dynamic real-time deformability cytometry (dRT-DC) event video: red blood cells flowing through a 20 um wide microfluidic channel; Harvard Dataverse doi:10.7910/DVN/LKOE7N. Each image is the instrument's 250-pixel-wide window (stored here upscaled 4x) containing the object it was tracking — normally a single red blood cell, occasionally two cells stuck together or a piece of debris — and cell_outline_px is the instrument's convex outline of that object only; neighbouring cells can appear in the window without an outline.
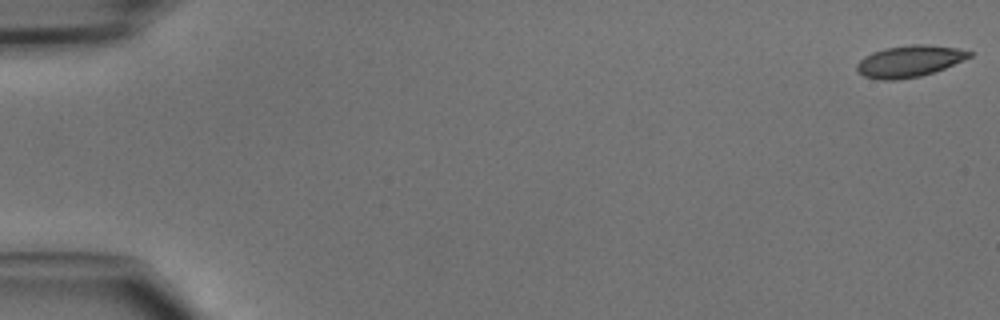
{"species": "common noctule bat (a hibernating species)", "species_latin": "Nyctalus noctula", "temperature_condition": "cold", "stored_images_in_passage": 47, "camera_frame_rate_fps": 3000, "um_per_image_px": 0.085, "animal": {"sex": "male", "body_mass_g": 15.6}, "frame": {"image": 1, "passage_image": 1, "time_ms": 0.0, "image_size_px": [1000, 320], "cell_outline_px": [[976, 52], [972, 56], [944, 68], [920, 76], [896, 80], [880, 80], [864, 76], [856, 68], [856, 64], [864, 56], [872, 52], [884, 48], [912, 44], [928, 44], [956, 48]], "centroid_in_image_um": [77.3, 5.19], "position_along_channel_um": 7.7, "area_um2": 20.69}}
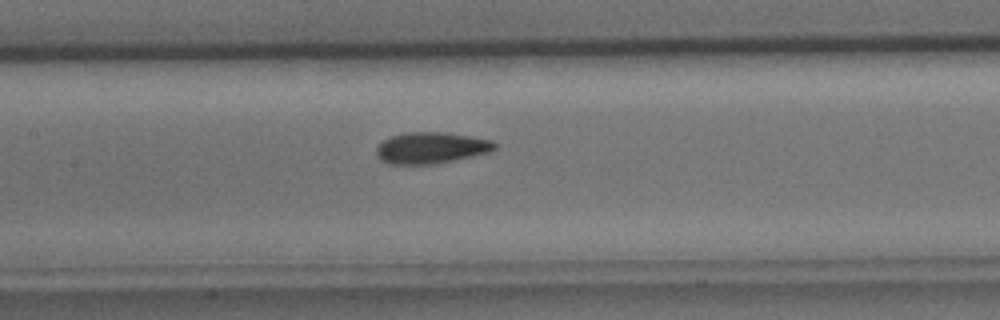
{"frame": {"image": 2, "passage_image": 23, "time_ms": 7.333, "image_size_px": [1000, 320], "cell_outline_px": [[496, 148], [488, 152], [456, 160], [436, 164], [388, 164], [380, 160], [376, 156], [376, 148], [384, 140], [392, 136], [404, 132], [444, 132], [492, 140], [496, 144]], "centroid_in_image_um": [36.61, 12.57], "position_along_channel_um": 170.8, "area_um2": 21.62}}
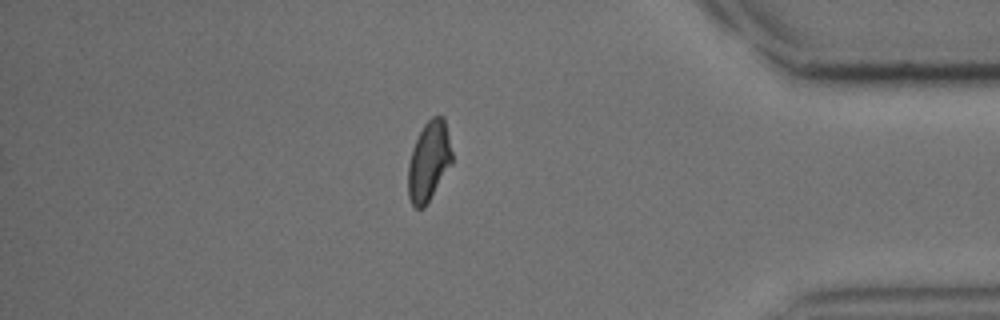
{"frame": {"image": 3, "passage_image": 41, "time_ms": 13.333, "image_size_px": [1000, 320], "cell_outline_px": [[452, 164], [424, 208], [416, 208], [412, 204], [408, 196], [408, 164], [412, 148], [424, 124], [432, 116], [444, 116], [452, 152]], "centroid_in_image_um": [36.45, 13.7], "position_along_channel_um": 398.7, "area_um2": 20.35}}